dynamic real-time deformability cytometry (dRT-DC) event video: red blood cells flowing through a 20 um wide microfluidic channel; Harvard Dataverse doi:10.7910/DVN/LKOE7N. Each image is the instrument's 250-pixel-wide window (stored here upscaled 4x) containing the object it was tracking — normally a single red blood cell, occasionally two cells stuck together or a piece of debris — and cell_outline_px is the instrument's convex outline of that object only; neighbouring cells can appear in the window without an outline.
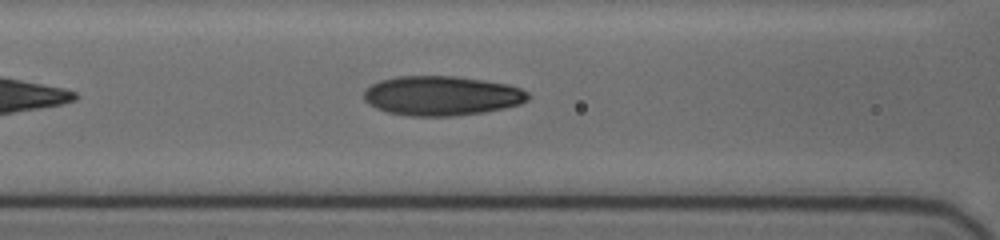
{"species": "human", "species_latin": "Homo sapiens", "temperature_condition": "cold", "stored_images_in_passage": 22, "camera_frame_rate_fps": 3000, "um_per_image_px": 0.085, "donor": {"sex": "female"}, "frame": {"image": 1, "passage_image": 5, "time_ms": 3.0, "image_size_px": [1000, 240], "cell_outline_px": [[528, 100], [520, 104], [504, 108], [484, 112], [452, 116], [408, 116], [388, 112], [376, 108], [368, 104], [364, 100], [364, 92], [372, 84], [380, 80], [396, 76], [456, 76], [484, 80], [508, 84], [520, 88], [528, 92]], "centroid_in_image_um": [37.54, 8.14], "position_along_channel_um": 129.1, "area_um2": 37.92}}
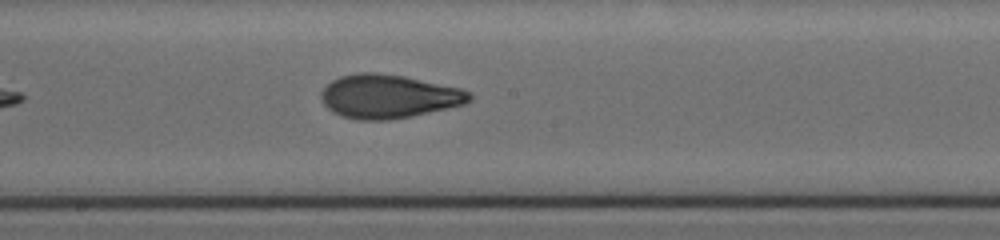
{"frame": {"image": 2, "passage_image": 11, "time_ms": 5.333, "image_size_px": [1000, 240], "cell_outline_px": [[472, 100], [464, 104], [412, 116], [388, 120], [360, 120], [340, 116], [332, 112], [320, 100], [320, 92], [332, 80], [340, 76], [360, 72], [376, 72], [404, 76], [460, 88], [472, 92]], "centroid_in_image_um": [33.01, 8.19], "position_along_channel_um": 215.2, "area_um2": 37.86}}
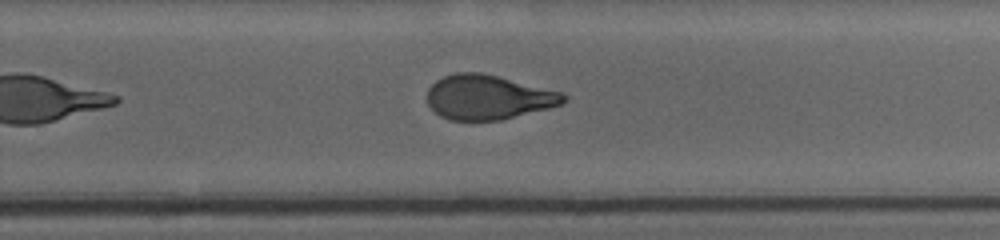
{"frame": {"image": 3, "passage_image": 17, "time_ms": 7.333, "image_size_px": [1000, 240], "cell_outline_px": [[568, 100], [560, 104], [548, 108], [500, 120], [448, 120], [440, 116], [428, 104], [428, 88], [436, 80], [444, 76], [456, 72], [480, 72], [564, 92], [568, 96]], "centroid_in_image_um": [41.5, 8.26], "position_along_channel_um": 288.3, "area_um2": 35.32}}